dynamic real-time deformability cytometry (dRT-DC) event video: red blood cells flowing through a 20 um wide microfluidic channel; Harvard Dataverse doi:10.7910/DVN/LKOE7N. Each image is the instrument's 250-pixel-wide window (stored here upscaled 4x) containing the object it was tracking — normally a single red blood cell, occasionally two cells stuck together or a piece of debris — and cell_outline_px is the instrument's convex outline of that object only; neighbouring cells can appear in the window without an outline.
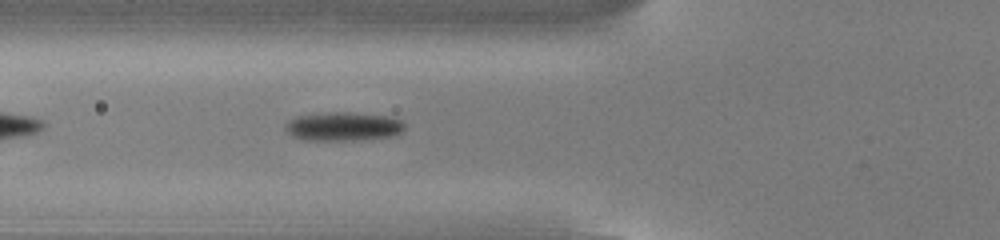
{"species": "common noctule bat (a hibernating species)", "species_latin": "Nyctalus noctula", "temperature_condition": "cold", "stored_images_in_passage": 41, "camera_frame_rate_fps": 3000, "um_per_image_px": 0.085, "animal": {"sex": "male", "body_mass_g": 13.0, "forearm_length_mm": 53.1}, "frame": {"image": 1, "passage_image": 7, "time_ms": 2.0, "image_size_px": [1000, 240], "cell_outline_px": [[404, 128], [400, 132], [388, 136], [356, 140], [300, 140], [292, 136], [284, 128], [288, 120], [296, 116], [328, 112], [348, 112], [388, 116], [400, 120], [404, 124]], "centroid_in_image_um": [29.1, 10.74], "position_along_channel_um": 96.7, "area_um2": 19.88}}
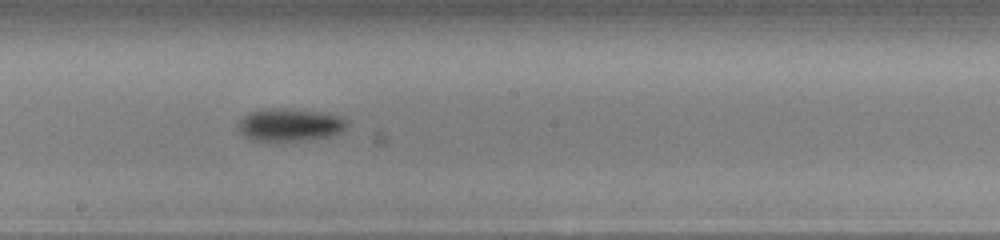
{"frame": {"image": 2, "passage_image": 17, "time_ms": 5.333, "image_size_px": [1000, 240], "cell_outline_px": [[348, 124], [340, 132], [328, 136], [304, 140], [252, 140], [244, 136], [240, 132], [236, 124], [244, 116], [260, 108], [280, 108], [328, 112], [348, 120]], "centroid_in_image_um": [24.62, 10.58], "position_along_channel_um": 223.6, "area_um2": 20.69}}
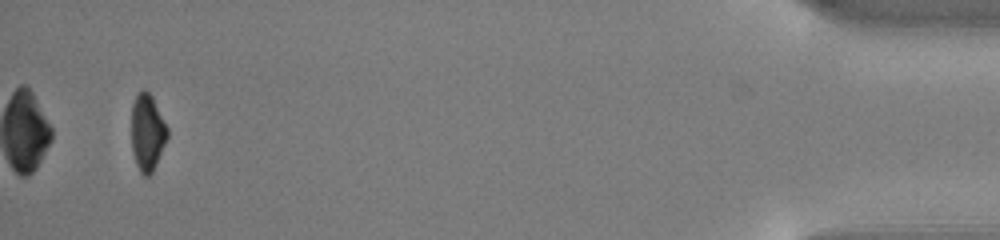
{"frame": {"image": 3, "passage_image": 39, "time_ms": 12.667, "image_size_px": [1000, 240], "cell_outline_px": [[168, 136], [156, 164], [152, 172], [148, 176], [144, 176], [140, 172], [136, 164], [132, 152], [132, 104], [136, 96], [144, 88], [152, 96], [168, 128]], "centroid_in_image_um": [12.52, 11.26], "position_along_channel_um": 422.7, "area_um2": 15.95}, "authors_computed_cell_mechanics": {"area_um2": 18.5538, "velocity_mm_per_s": 3.8077, "shape_relaxation_time_tau1_ms": 2.3459, "shape_relaxation_time_tau2_ms": null, "deformation_change_tau1": 0.1252, "deformation_change_tau2": null}}